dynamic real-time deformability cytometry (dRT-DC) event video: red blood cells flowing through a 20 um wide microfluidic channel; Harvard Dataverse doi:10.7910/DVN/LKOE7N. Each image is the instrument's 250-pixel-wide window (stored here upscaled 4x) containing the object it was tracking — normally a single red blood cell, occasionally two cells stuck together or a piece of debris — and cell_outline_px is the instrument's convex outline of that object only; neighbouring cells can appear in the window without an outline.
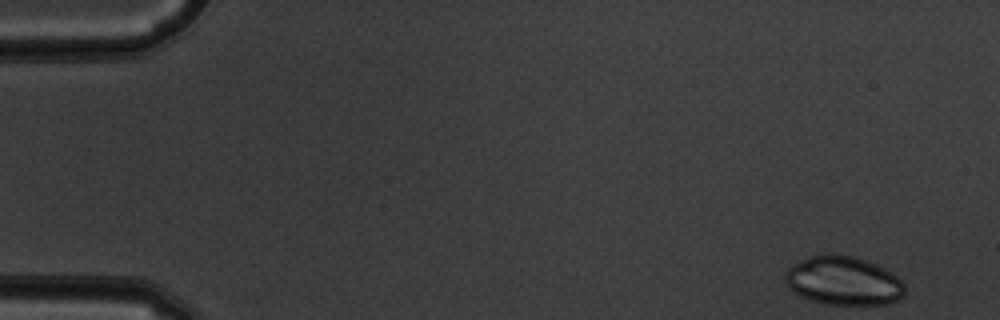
{"species": "common noctule bat (a hibernating species)", "species_latin": "Nyctalus noctula", "temperature_condition": "warm", "stored_images_in_passage": 51, "camera_frame_rate_fps": 3000, "um_per_image_px": 0.085, "animal": {"sex": "male", "body_mass_g": 19.5, "forearm_length_mm": 54.6}, "frame": {"image": 1, "passage_image": 1, "time_ms": 0.0, "image_size_px": [1000, 320], "cell_outline_px": [[904, 296], [888, 304], [824, 304], [812, 300], [796, 292], [784, 280], [784, 272], [792, 264], [808, 256], [820, 252], [832, 252], [856, 256], [876, 264], [892, 272], [904, 284]], "centroid_in_image_um": [71.68, 23.82], "position_along_channel_um": 13.3, "area_um2": 34.33}}
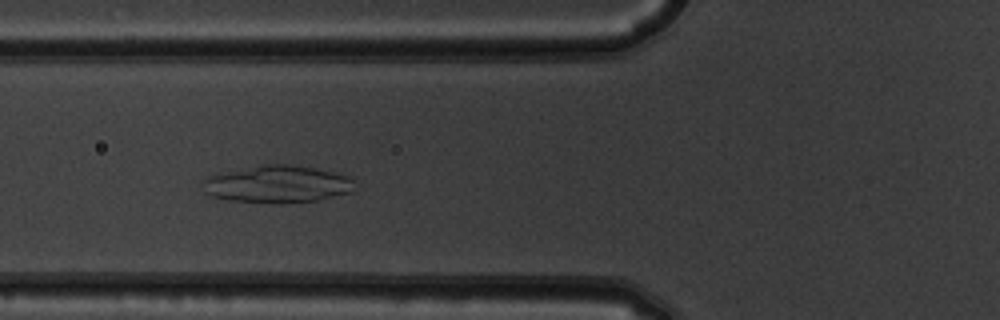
{"frame": {"image": 2, "passage_image": 18, "time_ms": 5.667, "image_size_px": [1000, 320], "cell_outline_px": [[352, 192], [316, 200], [284, 204], [276, 204], [228, 200], [212, 196], [204, 192], [200, 184], [200, 180], [204, 176], [264, 164], [288, 164], [316, 168], [340, 172], [348, 176], [352, 180]], "centroid_in_image_um": [23.52, 15.65], "position_along_channel_um": 102.3, "area_um2": 33.52}}
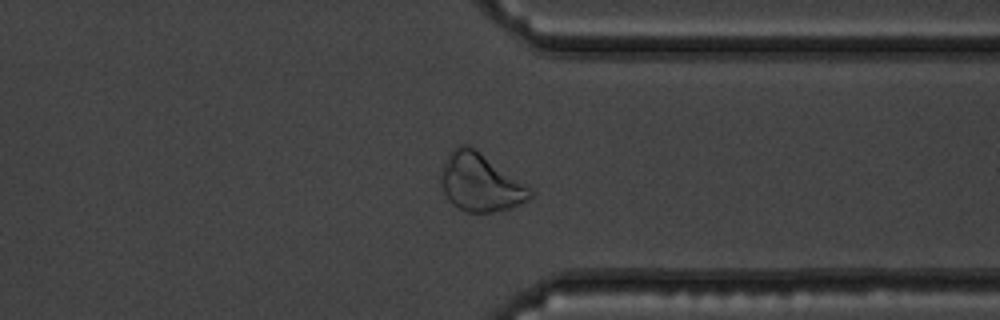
{"frame": {"image": 3, "passage_image": 39, "time_ms": 12.667, "image_size_px": [1000, 320], "cell_outline_px": [[532, 196], [528, 200], [508, 208], [492, 212], [468, 212], [452, 204], [448, 200], [444, 192], [440, 180], [440, 172], [448, 152], [456, 144], [468, 144], [528, 188], [532, 192]], "centroid_in_image_um": [40.73, 15.5], "position_along_channel_um": 370.7, "area_um2": 29.3}}